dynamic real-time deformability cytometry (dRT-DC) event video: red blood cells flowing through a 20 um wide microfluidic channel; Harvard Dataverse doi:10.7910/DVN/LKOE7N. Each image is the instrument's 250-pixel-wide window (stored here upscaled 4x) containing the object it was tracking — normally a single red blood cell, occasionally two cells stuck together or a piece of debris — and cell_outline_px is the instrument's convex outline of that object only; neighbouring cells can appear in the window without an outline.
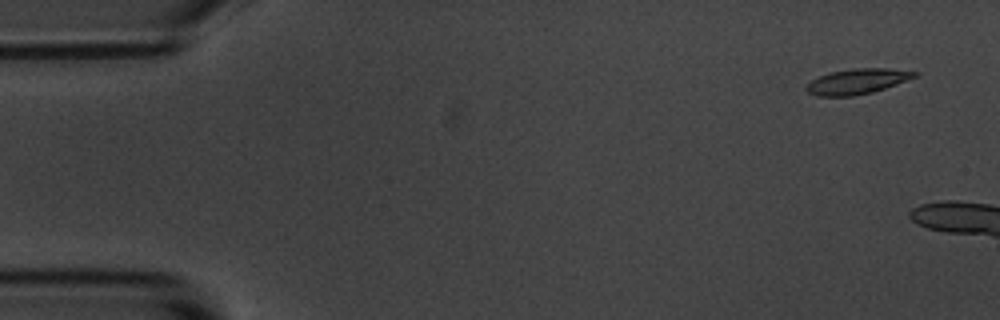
{"species": "common noctule bat (a hibernating species)", "species_latin": "Nyctalus noctula", "temperature_condition": "room temperature", "stored_images_in_passage": 3, "camera_frame_rate_fps": 3000, "um_per_image_px": 0.085, "animal": {"sex": "male", "body_mass_g": 20.1, "forearm_length_mm": 53.5}, "frame": {"image": 1, "passage_image": 1, "time_ms": 0.0, "image_size_px": [1000, 320], "cell_outline_px": [[920, 72], [916, 76], [896, 84], [872, 92], [852, 96], [816, 96], [808, 92], [804, 88], [812, 80], [828, 72], [856, 68], [888, 68]], "centroid_in_image_um": [72.84, 6.91], "position_along_channel_um": 12.2, "area_um2": 15.84}}